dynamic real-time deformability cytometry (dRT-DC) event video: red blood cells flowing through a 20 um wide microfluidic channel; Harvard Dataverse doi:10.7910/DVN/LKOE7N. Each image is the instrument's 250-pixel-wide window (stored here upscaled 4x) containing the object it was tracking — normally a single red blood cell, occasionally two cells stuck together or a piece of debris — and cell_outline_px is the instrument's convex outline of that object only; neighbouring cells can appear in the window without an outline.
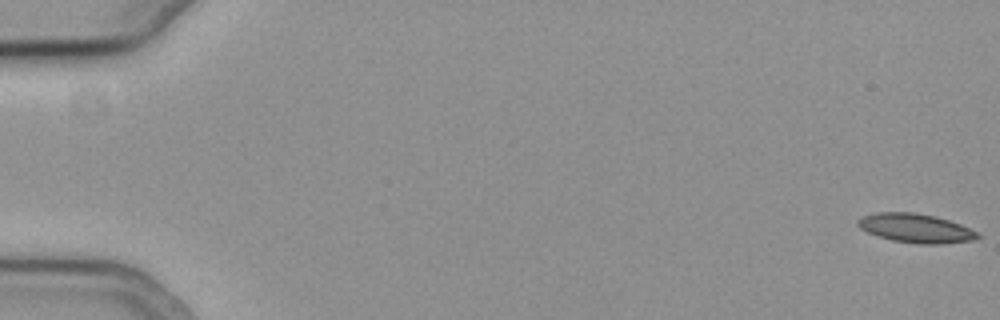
{"species": "common noctule bat (a hibernating species)", "species_latin": "Nyctalus noctula", "temperature_condition": "cold", "stored_images_in_passage": 57, "camera_frame_rate_fps": 3000, "um_per_image_px": 0.085, "animal": {"sex": "female", "body_mass_g": 19.3, "forearm_length_mm": 54.1}, "frame": {"image": 1, "passage_image": 1, "time_ms": 0.0, "image_size_px": [1000, 320], "cell_outline_px": [[980, 236], [972, 240], [940, 244], [916, 244], [892, 240], [876, 236], [860, 228], [856, 224], [856, 220], [860, 216], [876, 212], [916, 212], [936, 216], [960, 224], [980, 232]], "centroid_in_image_um": [77.8, 19.39], "position_along_channel_um": 7.2, "area_um2": 20.52}}
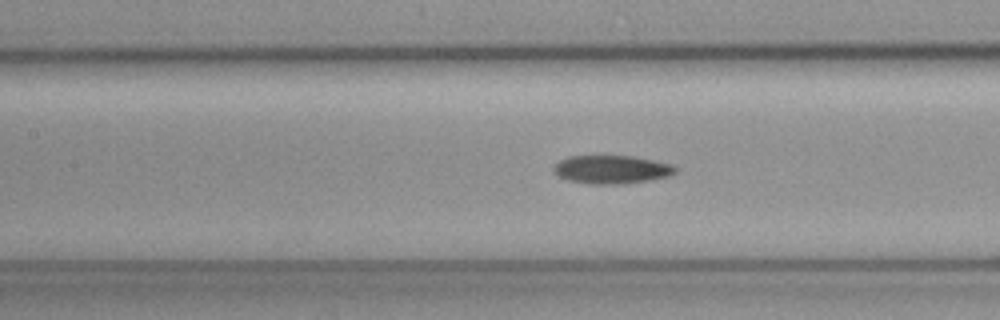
{"frame": {"image": 2, "passage_image": 27, "time_ms": 8.667, "image_size_px": [1000, 320], "cell_outline_px": [[680, 168], [672, 176], [624, 184], [588, 184], [564, 180], [556, 176], [552, 172], [552, 168], [560, 160], [568, 156], [632, 156], [672, 164]], "centroid_in_image_um": [51.97, 14.42], "position_along_channel_um": 155.4, "area_um2": 20.52}}
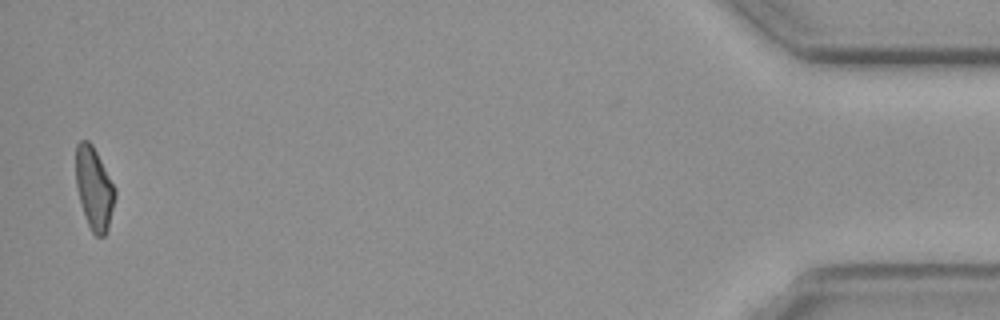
{"frame": {"image": 3, "passage_image": 56, "time_ms": 18.333, "image_size_px": [1000, 320], "cell_outline_px": [[116, 196], [108, 228], [104, 236], [96, 236], [92, 232], [88, 224], [80, 200], [76, 184], [76, 144], [80, 140], [88, 140], [92, 144], [116, 188]], "centroid_in_image_um": [8.01, 15.99], "position_along_channel_um": 427.2, "area_um2": 18.67}}